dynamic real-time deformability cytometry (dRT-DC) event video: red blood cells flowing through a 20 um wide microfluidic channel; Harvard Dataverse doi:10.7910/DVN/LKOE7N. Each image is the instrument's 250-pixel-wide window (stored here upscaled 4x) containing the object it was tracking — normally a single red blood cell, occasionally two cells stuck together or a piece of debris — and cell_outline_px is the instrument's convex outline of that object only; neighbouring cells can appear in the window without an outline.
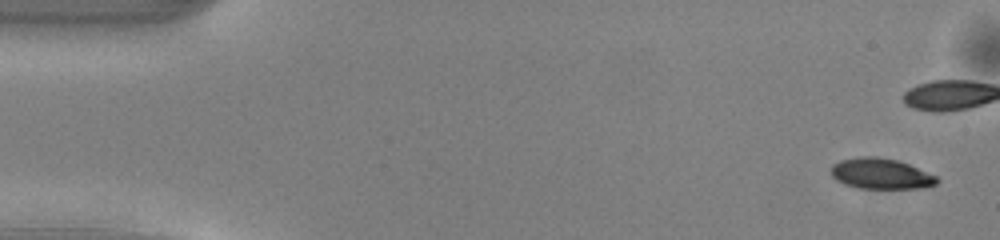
{"species": "common noctule bat (a hibernating species)", "species_latin": "Nyctalus noctula", "temperature_condition": "warm", "stored_images_in_passage": 37, "camera_frame_rate_fps": 3000, "um_per_image_px": 0.085, "animal": {"sex": "male", "body_mass_g": 13.0, "forearm_length_mm": 53.1}, "frame": {"image": 1, "passage_image": 1, "time_ms": 0.0, "image_size_px": [1000, 240], "cell_outline_px": [[940, 180], [936, 184], [924, 188], [856, 188], [844, 184], [836, 180], [832, 176], [832, 164], [840, 160], [860, 156], [876, 156], [896, 160], [908, 164], [936, 176]], "centroid_in_image_um": [74.86, 14.76], "position_along_channel_um": 10.1, "area_um2": 18.9}}
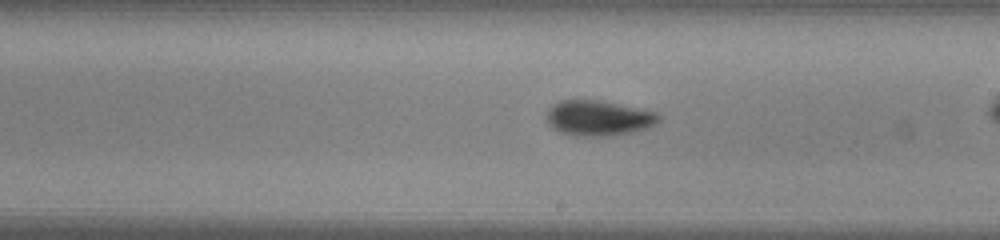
{"frame": {"image": 2, "passage_image": 27, "time_ms": 8.667, "image_size_px": [1000, 240], "cell_outline_px": [[660, 120], [656, 124], [644, 128], [628, 132], [608, 136], [572, 136], [560, 132], [552, 128], [548, 120], [548, 108], [552, 104], [560, 100], [600, 100], [656, 112], [660, 116]], "centroid_in_image_um": [50.84, 10.03], "position_along_channel_um": 238.2, "area_um2": 22.89}}
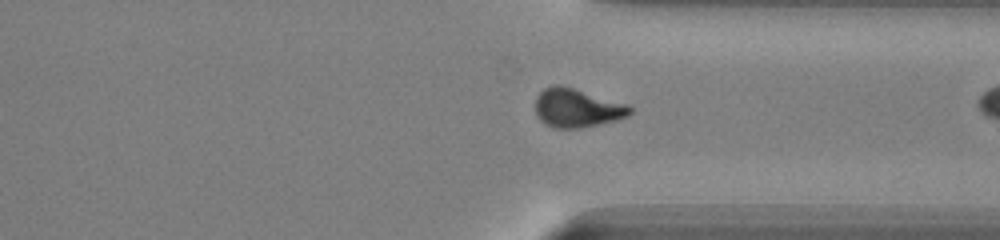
{"frame": {"image": 3, "passage_image": 36, "time_ms": 11.667, "image_size_px": [1000, 240], "cell_outline_px": [[632, 112], [628, 116], [616, 120], [580, 128], [556, 128], [544, 124], [536, 116], [536, 96], [544, 88], [552, 84], [560, 84], [628, 104], [632, 108]], "centroid_in_image_um": [49.03, 9.17], "position_along_channel_um": 362.4, "area_um2": 21.44}}